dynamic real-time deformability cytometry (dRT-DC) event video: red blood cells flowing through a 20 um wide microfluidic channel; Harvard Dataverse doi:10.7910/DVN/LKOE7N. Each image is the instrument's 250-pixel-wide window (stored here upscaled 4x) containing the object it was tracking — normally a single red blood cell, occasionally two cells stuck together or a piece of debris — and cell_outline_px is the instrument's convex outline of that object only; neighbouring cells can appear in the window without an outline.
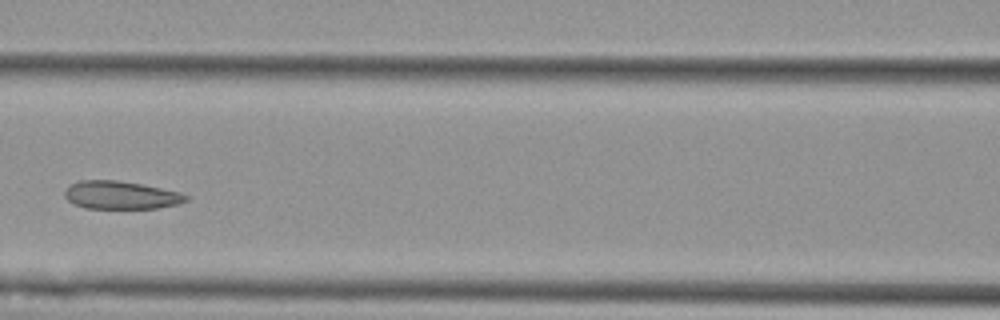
{"species": "Egyptian fruit bat (a non-hibernating species)", "species_latin": "Rousettus aegyptiacus", "temperature_condition": "cold", "stored_images_in_passage": 4, "camera_frame_rate_fps": 3000, "um_per_image_px": 0.085, "animal": {"sex": "female"}, "frame": {"image": 1, "passage_image": 4, "time_ms": 3.333, "image_size_px": [1000, 320], "cell_outline_px": [[188, 200], [180, 204], [156, 208], [84, 208], [72, 204], [64, 196], [64, 192], [68, 184], [80, 180], [116, 180], [140, 184], [180, 192], [188, 196]], "centroid_in_image_um": [10.23, 16.58], "position_along_channel_um": 156.4, "area_um2": 19.88}}